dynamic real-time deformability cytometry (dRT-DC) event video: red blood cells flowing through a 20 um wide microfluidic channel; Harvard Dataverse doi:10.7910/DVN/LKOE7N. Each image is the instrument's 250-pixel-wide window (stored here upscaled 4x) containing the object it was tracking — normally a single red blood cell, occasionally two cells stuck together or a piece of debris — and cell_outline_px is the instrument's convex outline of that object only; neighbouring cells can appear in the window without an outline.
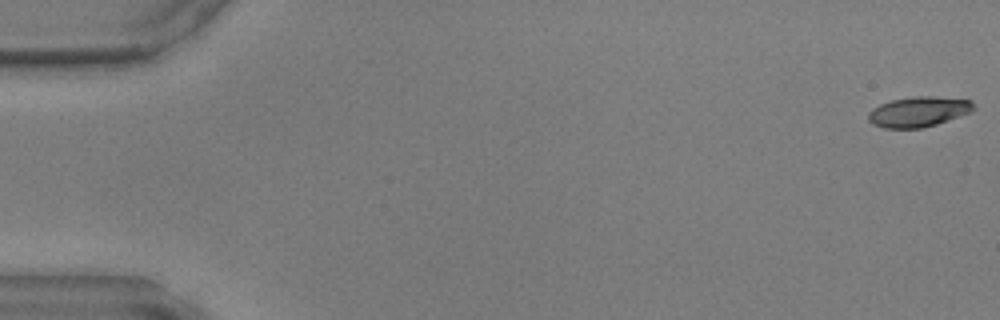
{"species": "common noctule bat (a hibernating species)", "species_latin": "Nyctalus noctula", "temperature_condition": "warm", "stored_images_in_passage": 48, "camera_frame_rate_fps": 3000, "um_per_image_px": 0.085, "animal": {"sex": "male", "body_mass_g": 17.9, "forearm_length_mm": 54.2}, "frame": {"image": 1, "passage_image": 1, "time_ms": 0.0, "image_size_px": [1000, 320], "cell_outline_px": [[976, 108], [972, 112], [936, 124], [920, 128], [884, 128], [872, 124], [868, 120], [868, 112], [872, 108], [880, 104], [892, 100], [912, 96], [936, 96], [972, 100]], "centroid_in_image_um": [78.08, 9.49], "position_along_channel_um": 6.9, "area_um2": 18.73}}
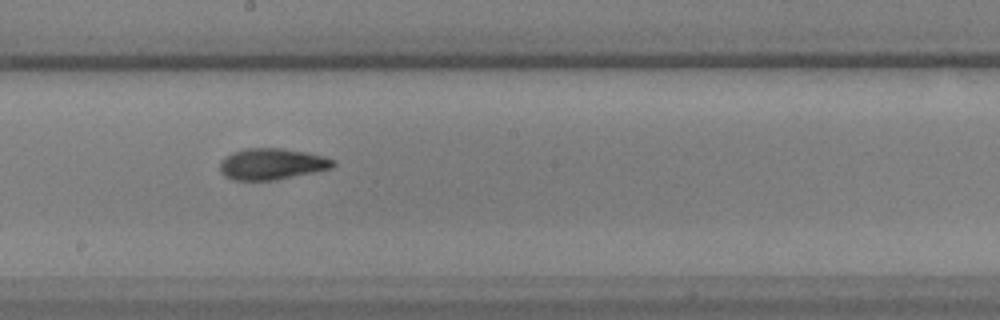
{"frame": {"image": 2, "passage_image": 27, "time_ms": 8.667, "image_size_px": [1000, 320], "cell_outline_px": [[336, 164], [332, 168], [276, 180], [232, 180], [224, 176], [220, 172], [220, 160], [224, 156], [232, 152], [244, 148], [280, 148], [304, 152], [324, 156], [336, 160]], "centroid_in_image_um": [23.08, 13.94], "position_along_channel_um": 225.1, "area_um2": 20.81}}
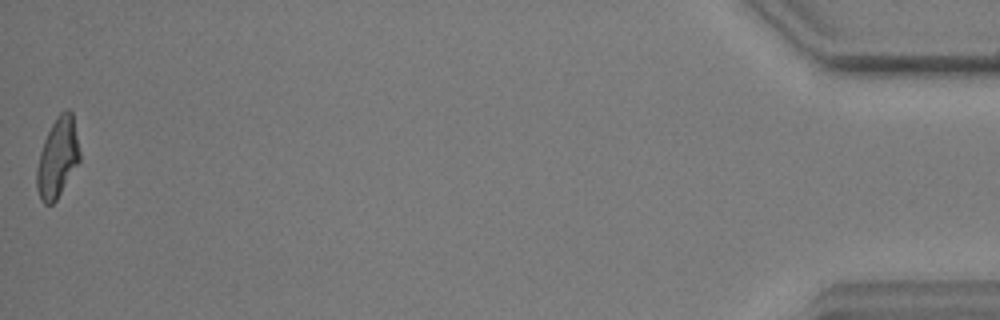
{"frame": {"image": 3, "passage_image": 48, "time_ms": 15.667, "image_size_px": [1000, 320], "cell_outline_px": [[80, 160], [56, 200], [52, 204], [44, 204], [40, 200], [36, 188], [36, 172], [40, 152], [44, 140], [56, 116], [60, 112], [68, 108], [72, 112], [80, 152]], "centroid_in_image_um": [4.88, 13.41], "position_along_channel_um": 430.3, "area_um2": 19.83}}